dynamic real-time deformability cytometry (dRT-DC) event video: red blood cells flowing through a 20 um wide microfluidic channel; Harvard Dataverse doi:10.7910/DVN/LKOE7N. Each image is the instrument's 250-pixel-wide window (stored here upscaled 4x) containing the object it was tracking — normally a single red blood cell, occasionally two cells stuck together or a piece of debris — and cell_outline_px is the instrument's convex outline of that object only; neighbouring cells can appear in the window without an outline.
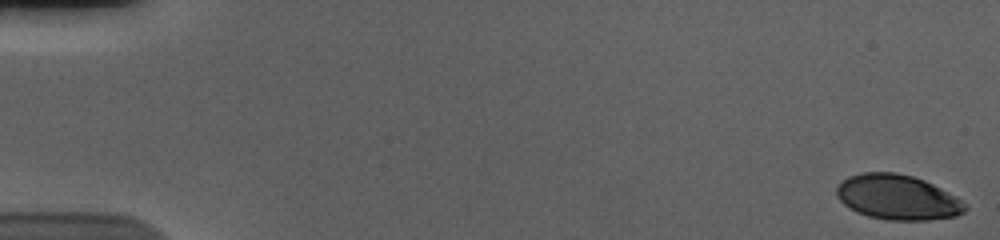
{"species": "human", "species_latin": "Homo sapiens", "temperature_condition": "cold", "stored_images_in_passage": 57, "camera_frame_rate_fps": 3000, "um_per_image_px": 0.085, "donor": {"sex": "male"}, "frame": {"image": 1, "passage_image": 1, "time_ms": 0.0, "image_size_px": [1000, 240], "cell_outline_px": [[968, 208], [964, 212], [956, 216], [928, 220], [888, 220], [868, 216], [856, 212], [844, 204], [836, 196], [836, 188], [848, 176], [864, 172], [896, 172], [912, 176], [924, 180], [956, 196]], "centroid_in_image_um": [76.28, 16.77], "position_along_channel_um": 8.7, "area_um2": 33.58}}
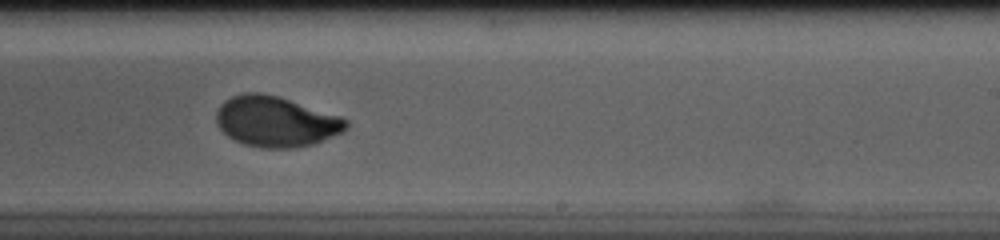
{"frame": {"image": 2, "passage_image": 36, "time_ms": 11.667, "image_size_px": [1000, 240], "cell_outline_px": [[348, 128], [344, 132], [312, 144], [292, 148], [260, 148], [244, 144], [228, 136], [216, 124], [216, 112], [220, 104], [224, 100], [232, 96], [244, 92], [260, 92], [280, 96], [340, 116], [348, 120]], "centroid_in_image_um": [23.44, 10.32], "position_along_channel_um": 265.6, "area_um2": 38.44}}
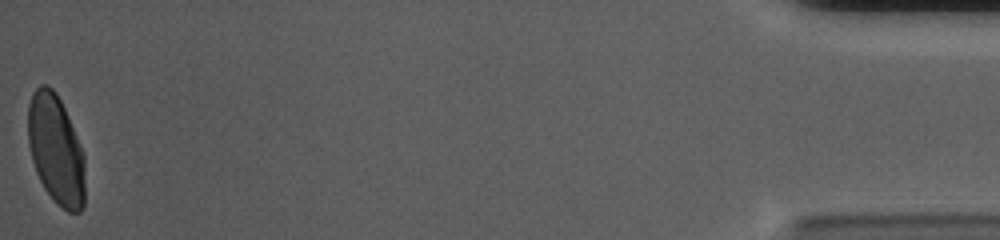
{"frame": {"image": 3, "passage_image": 57, "time_ms": 18.667, "image_size_px": [1000, 240], "cell_outline_px": [[84, 208], [80, 212], [68, 212], [60, 208], [52, 200], [44, 188], [36, 172], [32, 160], [28, 144], [28, 104], [32, 92], [40, 84], [48, 84], [56, 92], [68, 116], [84, 156]], "centroid_in_image_um": [4.73, 12.74], "position_along_channel_um": 430.5, "area_um2": 36.59}, "authors_computed_cell_mechanics": {"area_um2": 36.8186, "velocity_mm_per_s": 3.6683, "shape_relaxation_time_tau1_ms": 3.2001, "shape_relaxation_time_tau2_ms": null, "deformation_change_tau1": 0.1592, "deformation_change_tau2": null}}